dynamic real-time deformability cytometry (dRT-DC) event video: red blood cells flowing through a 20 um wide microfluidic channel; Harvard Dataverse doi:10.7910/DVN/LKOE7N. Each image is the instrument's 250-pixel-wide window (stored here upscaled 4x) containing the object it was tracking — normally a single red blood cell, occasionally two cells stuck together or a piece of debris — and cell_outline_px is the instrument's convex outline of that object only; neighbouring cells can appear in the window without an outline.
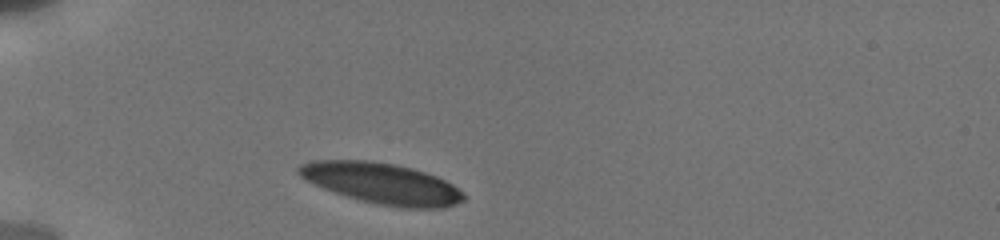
{"species": "human", "species_latin": "Homo sapiens", "temperature_condition": "cold", "stored_images_in_passage": 5, "camera_frame_rate_fps": 3000, "um_per_image_px": 0.085, "donor": {"sex": "male"}, "frame": {"image": 1, "passage_image": 1, "time_ms": 0.0, "image_size_px": [1000, 240], "cell_outline_px": [[464, 200], [456, 204], [444, 208], [404, 208], [376, 204], [360, 200], [324, 188], [300, 176], [296, 172], [296, 168], [300, 164], [312, 160], [372, 160], [412, 168], [436, 176], [452, 184], [464, 192]], "centroid_in_image_um": [32.47, 15.59], "position_along_channel_um": 52.5, "area_um2": 39.19}}
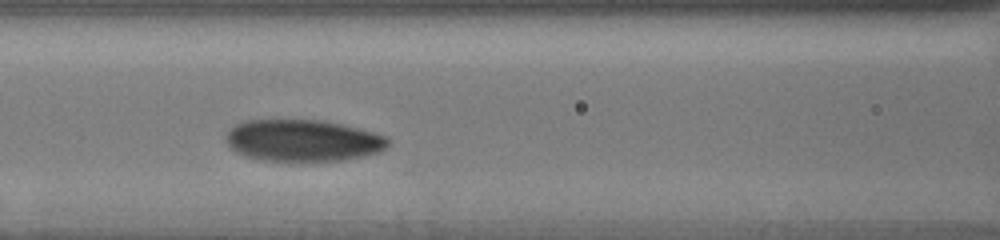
{"frame": {"image": 2, "passage_image": 4, "time_ms": 3.0, "image_size_px": [1000, 240], "cell_outline_px": [[388, 144], [380, 152], [364, 156], [344, 160], [264, 160], [248, 156], [236, 152], [228, 144], [228, 132], [236, 124], [244, 120], [324, 120], [388, 136]], "centroid_in_image_um": [25.77, 11.93], "position_along_channel_um": 140.8, "area_um2": 38.84}}
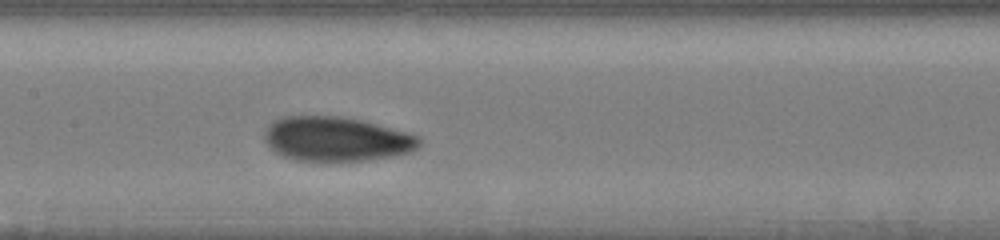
{"frame": {"image": 3, "passage_image": 5, "time_ms": 4.0, "image_size_px": [1000, 240], "cell_outline_px": [[420, 144], [416, 148], [408, 152], [392, 156], [364, 160], [296, 160], [280, 156], [264, 140], [264, 132], [272, 120], [284, 116], [340, 116], [360, 120], [408, 132], [420, 136]], "centroid_in_image_um": [28.56, 11.8], "position_along_channel_um": 178.8, "area_um2": 39.82}}